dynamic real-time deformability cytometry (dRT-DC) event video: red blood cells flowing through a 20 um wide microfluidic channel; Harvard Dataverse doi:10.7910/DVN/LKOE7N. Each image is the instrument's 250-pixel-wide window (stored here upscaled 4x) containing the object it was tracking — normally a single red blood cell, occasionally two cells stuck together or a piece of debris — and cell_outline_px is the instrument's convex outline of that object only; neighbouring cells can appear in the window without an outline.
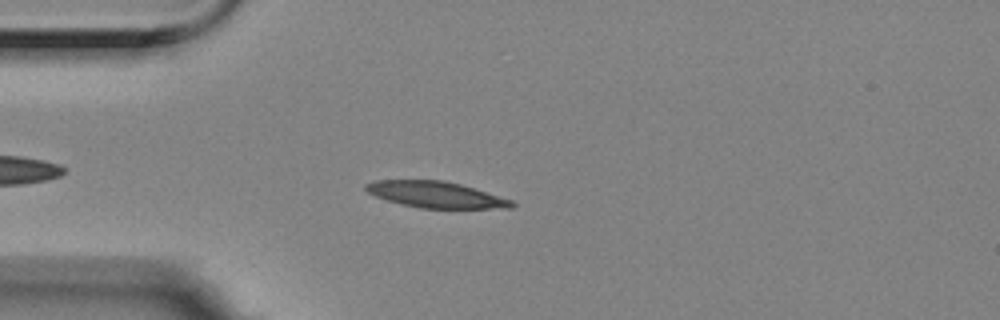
{"species": "Egyptian fruit bat (a non-hibernating species)", "species_latin": "Rousettus aegyptiacus", "temperature_condition": "room temperature", "stored_images_in_passage": 49, "camera_frame_rate_fps": 3000, "um_per_image_px": 0.085, "animal": {"sex": "female"}, "frame": {"image": 1, "passage_image": 7, "time_ms": 2.0, "image_size_px": [1000, 320], "cell_outline_px": [[516, 204], [512, 208], [420, 208], [400, 204], [376, 196], [368, 192], [364, 188], [364, 184], [376, 180], [444, 180], [460, 184], [512, 200]], "centroid_in_image_um": [37.03, 16.54], "position_along_channel_um": 48.0, "area_um2": 22.14}}
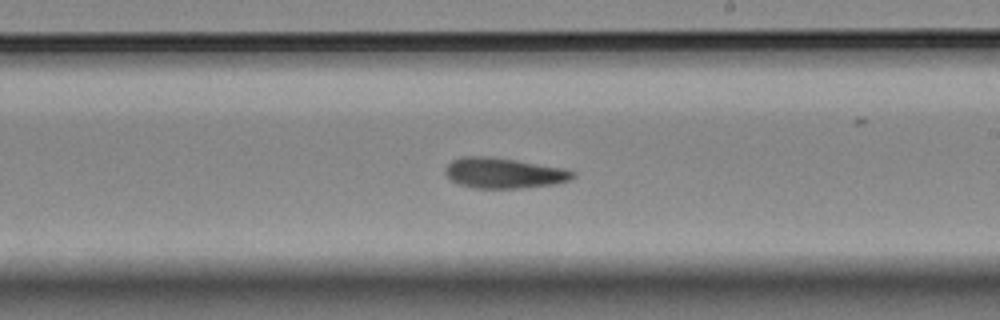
{"frame": {"image": 2, "passage_image": 25, "time_ms": 8.0, "image_size_px": [1000, 320], "cell_outline_px": [[576, 176], [568, 180], [552, 184], [520, 188], [472, 188], [460, 184], [452, 180], [444, 172], [444, 168], [452, 160], [460, 156], [488, 156], [516, 160], [560, 168], [576, 172]], "centroid_in_image_um": [42.77, 14.7], "position_along_channel_um": 246.2, "area_um2": 22.43}}
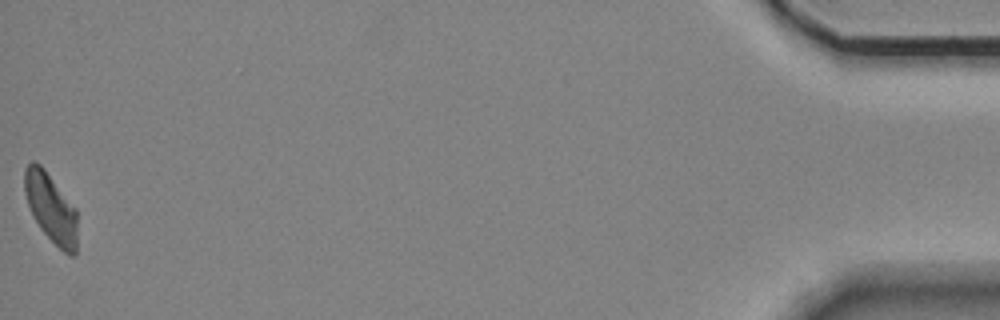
{"frame": {"image": 3, "passage_image": 49, "time_ms": 16.0, "image_size_px": [1000, 320], "cell_outline_px": [[76, 256], [68, 256], [40, 228], [28, 204], [24, 192], [24, 168], [32, 160], [40, 164], [44, 168], [76, 208]], "centroid_in_image_um": [4.32, 17.65], "position_along_channel_um": 430.9, "area_um2": 21.1}, "authors_computed_cell_mechanics": {"area_um2": 22.4264, "velocity_mm_per_s": 3.5038, "shape_relaxation_time_tau1_ms": null, "shape_relaxation_time_tau2_ms": 4.7958, "deformation_change_tau1": null, "deformation_change_tau2": 0.1174}}